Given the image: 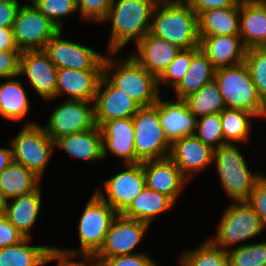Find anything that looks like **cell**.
I'll list each match as a JSON object with an SVG mask.
<instances>
[{
    "mask_svg": "<svg viewBox=\"0 0 266 266\" xmlns=\"http://www.w3.org/2000/svg\"><path fill=\"white\" fill-rule=\"evenodd\" d=\"M138 51L131 55L140 66L157 79L165 72L181 49L150 32L136 43Z\"/></svg>",
    "mask_w": 266,
    "mask_h": 266,
    "instance_id": "cell-19",
    "label": "cell"
},
{
    "mask_svg": "<svg viewBox=\"0 0 266 266\" xmlns=\"http://www.w3.org/2000/svg\"><path fill=\"white\" fill-rule=\"evenodd\" d=\"M174 203L167 195L145 187L122 215L150 225L155 216L169 210Z\"/></svg>",
    "mask_w": 266,
    "mask_h": 266,
    "instance_id": "cell-31",
    "label": "cell"
},
{
    "mask_svg": "<svg viewBox=\"0 0 266 266\" xmlns=\"http://www.w3.org/2000/svg\"><path fill=\"white\" fill-rule=\"evenodd\" d=\"M214 75L215 69L209 57L200 47H194L191 66L181 81L174 87L176 99L183 100L188 95L197 92L205 84L212 82Z\"/></svg>",
    "mask_w": 266,
    "mask_h": 266,
    "instance_id": "cell-28",
    "label": "cell"
},
{
    "mask_svg": "<svg viewBox=\"0 0 266 266\" xmlns=\"http://www.w3.org/2000/svg\"><path fill=\"white\" fill-rule=\"evenodd\" d=\"M59 30L46 44L43 51L57 69L103 70L105 56L76 42L61 38Z\"/></svg>",
    "mask_w": 266,
    "mask_h": 266,
    "instance_id": "cell-12",
    "label": "cell"
},
{
    "mask_svg": "<svg viewBox=\"0 0 266 266\" xmlns=\"http://www.w3.org/2000/svg\"><path fill=\"white\" fill-rule=\"evenodd\" d=\"M240 149L231 143L214 149L221 185L232 201H247L256 182L263 176L254 174L248 168Z\"/></svg>",
    "mask_w": 266,
    "mask_h": 266,
    "instance_id": "cell-5",
    "label": "cell"
},
{
    "mask_svg": "<svg viewBox=\"0 0 266 266\" xmlns=\"http://www.w3.org/2000/svg\"><path fill=\"white\" fill-rule=\"evenodd\" d=\"M244 63L256 85L260 99L266 105V48L247 49Z\"/></svg>",
    "mask_w": 266,
    "mask_h": 266,
    "instance_id": "cell-37",
    "label": "cell"
},
{
    "mask_svg": "<svg viewBox=\"0 0 266 266\" xmlns=\"http://www.w3.org/2000/svg\"><path fill=\"white\" fill-rule=\"evenodd\" d=\"M41 178L20 163L13 161L0 173V192L12 199L36 190Z\"/></svg>",
    "mask_w": 266,
    "mask_h": 266,
    "instance_id": "cell-30",
    "label": "cell"
},
{
    "mask_svg": "<svg viewBox=\"0 0 266 266\" xmlns=\"http://www.w3.org/2000/svg\"><path fill=\"white\" fill-rule=\"evenodd\" d=\"M158 115L164 134L170 143L194 134L197 118L183 100L163 102L159 97Z\"/></svg>",
    "mask_w": 266,
    "mask_h": 266,
    "instance_id": "cell-23",
    "label": "cell"
},
{
    "mask_svg": "<svg viewBox=\"0 0 266 266\" xmlns=\"http://www.w3.org/2000/svg\"><path fill=\"white\" fill-rule=\"evenodd\" d=\"M146 187L170 197L174 202L188 179L169 158L142 162Z\"/></svg>",
    "mask_w": 266,
    "mask_h": 266,
    "instance_id": "cell-20",
    "label": "cell"
},
{
    "mask_svg": "<svg viewBox=\"0 0 266 266\" xmlns=\"http://www.w3.org/2000/svg\"><path fill=\"white\" fill-rule=\"evenodd\" d=\"M188 0H157V2H187Z\"/></svg>",
    "mask_w": 266,
    "mask_h": 266,
    "instance_id": "cell-52",
    "label": "cell"
},
{
    "mask_svg": "<svg viewBox=\"0 0 266 266\" xmlns=\"http://www.w3.org/2000/svg\"><path fill=\"white\" fill-rule=\"evenodd\" d=\"M242 0H188L187 3L197 16L206 10L226 8L240 5Z\"/></svg>",
    "mask_w": 266,
    "mask_h": 266,
    "instance_id": "cell-47",
    "label": "cell"
},
{
    "mask_svg": "<svg viewBox=\"0 0 266 266\" xmlns=\"http://www.w3.org/2000/svg\"><path fill=\"white\" fill-rule=\"evenodd\" d=\"M13 78L0 83V115L9 120L20 121L27 115L30 102L21 81Z\"/></svg>",
    "mask_w": 266,
    "mask_h": 266,
    "instance_id": "cell-32",
    "label": "cell"
},
{
    "mask_svg": "<svg viewBox=\"0 0 266 266\" xmlns=\"http://www.w3.org/2000/svg\"><path fill=\"white\" fill-rule=\"evenodd\" d=\"M198 37L240 34V5L201 12L197 16Z\"/></svg>",
    "mask_w": 266,
    "mask_h": 266,
    "instance_id": "cell-25",
    "label": "cell"
},
{
    "mask_svg": "<svg viewBox=\"0 0 266 266\" xmlns=\"http://www.w3.org/2000/svg\"><path fill=\"white\" fill-rule=\"evenodd\" d=\"M73 257L75 258L76 255L65 253L61 251L59 248L53 247L48 262L57 260L58 261L57 266H104L103 261L99 259L96 255H82V257L85 259V262L86 260L91 262L90 265H87L83 261L82 262L72 261Z\"/></svg>",
    "mask_w": 266,
    "mask_h": 266,
    "instance_id": "cell-43",
    "label": "cell"
},
{
    "mask_svg": "<svg viewBox=\"0 0 266 266\" xmlns=\"http://www.w3.org/2000/svg\"><path fill=\"white\" fill-rule=\"evenodd\" d=\"M103 70L57 69L56 98L68 94L69 99L94 101Z\"/></svg>",
    "mask_w": 266,
    "mask_h": 266,
    "instance_id": "cell-21",
    "label": "cell"
},
{
    "mask_svg": "<svg viewBox=\"0 0 266 266\" xmlns=\"http://www.w3.org/2000/svg\"><path fill=\"white\" fill-rule=\"evenodd\" d=\"M24 73L43 99L56 98L57 68L43 50L21 52L19 75H25Z\"/></svg>",
    "mask_w": 266,
    "mask_h": 266,
    "instance_id": "cell-15",
    "label": "cell"
},
{
    "mask_svg": "<svg viewBox=\"0 0 266 266\" xmlns=\"http://www.w3.org/2000/svg\"><path fill=\"white\" fill-rule=\"evenodd\" d=\"M193 56L194 47L190 49H181L173 62L158 78V88L160 84H166L169 87L172 86L174 88L189 70Z\"/></svg>",
    "mask_w": 266,
    "mask_h": 266,
    "instance_id": "cell-39",
    "label": "cell"
},
{
    "mask_svg": "<svg viewBox=\"0 0 266 266\" xmlns=\"http://www.w3.org/2000/svg\"><path fill=\"white\" fill-rule=\"evenodd\" d=\"M21 51H0V78H11L19 75Z\"/></svg>",
    "mask_w": 266,
    "mask_h": 266,
    "instance_id": "cell-45",
    "label": "cell"
},
{
    "mask_svg": "<svg viewBox=\"0 0 266 266\" xmlns=\"http://www.w3.org/2000/svg\"><path fill=\"white\" fill-rule=\"evenodd\" d=\"M132 121L136 157L141 162L169 157L171 143L160 123L158 101L154 105L141 107Z\"/></svg>",
    "mask_w": 266,
    "mask_h": 266,
    "instance_id": "cell-7",
    "label": "cell"
},
{
    "mask_svg": "<svg viewBox=\"0 0 266 266\" xmlns=\"http://www.w3.org/2000/svg\"><path fill=\"white\" fill-rule=\"evenodd\" d=\"M214 149L204 144L194 134L171 143L169 158L189 180L192 174L202 171L213 162Z\"/></svg>",
    "mask_w": 266,
    "mask_h": 266,
    "instance_id": "cell-18",
    "label": "cell"
},
{
    "mask_svg": "<svg viewBox=\"0 0 266 266\" xmlns=\"http://www.w3.org/2000/svg\"><path fill=\"white\" fill-rule=\"evenodd\" d=\"M12 200L10 203L6 202L5 216L25 237L31 238L30 230L41 208V187Z\"/></svg>",
    "mask_w": 266,
    "mask_h": 266,
    "instance_id": "cell-27",
    "label": "cell"
},
{
    "mask_svg": "<svg viewBox=\"0 0 266 266\" xmlns=\"http://www.w3.org/2000/svg\"><path fill=\"white\" fill-rule=\"evenodd\" d=\"M247 202L254 208L261 219L263 228L266 227V176H262L253 187Z\"/></svg>",
    "mask_w": 266,
    "mask_h": 266,
    "instance_id": "cell-42",
    "label": "cell"
},
{
    "mask_svg": "<svg viewBox=\"0 0 266 266\" xmlns=\"http://www.w3.org/2000/svg\"><path fill=\"white\" fill-rule=\"evenodd\" d=\"M181 266H228V254L208 239L199 248L183 253Z\"/></svg>",
    "mask_w": 266,
    "mask_h": 266,
    "instance_id": "cell-35",
    "label": "cell"
},
{
    "mask_svg": "<svg viewBox=\"0 0 266 266\" xmlns=\"http://www.w3.org/2000/svg\"><path fill=\"white\" fill-rule=\"evenodd\" d=\"M56 145L79 160L103 159L102 133L97 125L93 129L58 138L55 141Z\"/></svg>",
    "mask_w": 266,
    "mask_h": 266,
    "instance_id": "cell-26",
    "label": "cell"
},
{
    "mask_svg": "<svg viewBox=\"0 0 266 266\" xmlns=\"http://www.w3.org/2000/svg\"><path fill=\"white\" fill-rule=\"evenodd\" d=\"M140 108L136 101L115 88L102 75L94 99L95 122L98 127L112 119L132 118Z\"/></svg>",
    "mask_w": 266,
    "mask_h": 266,
    "instance_id": "cell-16",
    "label": "cell"
},
{
    "mask_svg": "<svg viewBox=\"0 0 266 266\" xmlns=\"http://www.w3.org/2000/svg\"><path fill=\"white\" fill-rule=\"evenodd\" d=\"M118 63L114 62L111 55L108 57L105 55L103 76L115 88L131 97L141 107L154 105L160 97L158 94L160 92L158 79L147 72L130 55L124 61L120 60ZM114 67L116 68L114 69ZM111 68L114 69V72ZM108 71H111V73Z\"/></svg>",
    "mask_w": 266,
    "mask_h": 266,
    "instance_id": "cell-3",
    "label": "cell"
},
{
    "mask_svg": "<svg viewBox=\"0 0 266 266\" xmlns=\"http://www.w3.org/2000/svg\"><path fill=\"white\" fill-rule=\"evenodd\" d=\"M252 117L256 116L248 111L225 108L220 113L225 142L231 144L247 142L252 129Z\"/></svg>",
    "mask_w": 266,
    "mask_h": 266,
    "instance_id": "cell-34",
    "label": "cell"
},
{
    "mask_svg": "<svg viewBox=\"0 0 266 266\" xmlns=\"http://www.w3.org/2000/svg\"><path fill=\"white\" fill-rule=\"evenodd\" d=\"M117 215L108 203L94 193L79 220L80 250H60L78 257L96 255L103 246L110 225Z\"/></svg>",
    "mask_w": 266,
    "mask_h": 266,
    "instance_id": "cell-6",
    "label": "cell"
},
{
    "mask_svg": "<svg viewBox=\"0 0 266 266\" xmlns=\"http://www.w3.org/2000/svg\"><path fill=\"white\" fill-rule=\"evenodd\" d=\"M103 263L104 266H157L150 256L143 253L114 256L106 258Z\"/></svg>",
    "mask_w": 266,
    "mask_h": 266,
    "instance_id": "cell-44",
    "label": "cell"
},
{
    "mask_svg": "<svg viewBox=\"0 0 266 266\" xmlns=\"http://www.w3.org/2000/svg\"><path fill=\"white\" fill-rule=\"evenodd\" d=\"M32 4L59 30L63 29L61 18L78 10L76 0H35Z\"/></svg>",
    "mask_w": 266,
    "mask_h": 266,
    "instance_id": "cell-40",
    "label": "cell"
},
{
    "mask_svg": "<svg viewBox=\"0 0 266 266\" xmlns=\"http://www.w3.org/2000/svg\"><path fill=\"white\" fill-rule=\"evenodd\" d=\"M183 101L196 118L221 113L226 108L215 80L205 84L197 92L188 95Z\"/></svg>",
    "mask_w": 266,
    "mask_h": 266,
    "instance_id": "cell-33",
    "label": "cell"
},
{
    "mask_svg": "<svg viewBox=\"0 0 266 266\" xmlns=\"http://www.w3.org/2000/svg\"><path fill=\"white\" fill-rule=\"evenodd\" d=\"M152 18L151 34L180 49L199 47L197 14L187 2H157Z\"/></svg>",
    "mask_w": 266,
    "mask_h": 266,
    "instance_id": "cell-2",
    "label": "cell"
},
{
    "mask_svg": "<svg viewBox=\"0 0 266 266\" xmlns=\"http://www.w3.org/2000/svg\"><path fill=\"white\" fill-rule=\"evenodd\" d=\"M112 0H76L81 18L102 22L108 15Z\"/></svg>",
    "mask_w": 266,
    "mask_h": 266,
    "instance_id": "cell-41",
    "label": "cell"
},
{
    "mask_svg": "<svg viewBox=\"0 0 266 266\" xmlns=\"http://www.w3.org/2000/svg\"><path fill=\"white\" fill-rule=\"evenodd\" d=\"M0 147V173L13 162V149Z\"/></svg>",
    "mask_w": 266,
    "mask_h": 266,
    "instance_id": "cell-50",
    "label": "cell"
},
{
    "mask_svg": "<svg viewBox=\"0 0 266 266\" xmlns=\"http://www.w3.org/2000/svg\"><path fill=\"white\" fill-rule=\"evenodd\" d=\"M103 158L108 150L117 157L123 158L126 164L142 163L135 152V129L132 118L112 119L105 121L101 126Z\"/></svg>",
    "mask_w": 266,
    "mask_h": 266,
    "instance_id": "cell-17",
    "label": "cell"
},
{
    "mask_svg": "<svg viewBox=\"0 0 266 266\" xmlns=\"http://www.w3.org/2000/svg\"><path fill=\"white\" fill-rule=\"evenodd\" d=\"M30 237H25L15 245L0 248V266H40L49 263L54 246L28 245Z\"/></svg>",
    "mask_w": 266,
    "mask_h": 266,
    "instance_id": "cell-29",
    "label": "cell"
},
{
    "mask_svg": "<svg viewBox=\"0 0 266 266\" xmlns=\"http://www.w3.org/2000/svg\"><path fill=\"white\" fill-rule=\"evenodd\" d=\"M194 135L213 149L218 148L220 145L227 144L223 136L220 113L197 118Z\"/></svg>",
    "mask_w": 266,
    "mask_h": 266,
    "instance_id": "cell-38",
    "label": "cell"
},
{
    "mask_svg": "<svg viewBox=\"0 0 266 266\" xmlns=\"http://www.w3.org/2000/svg\"><path fill=\"white\" fill-rule=\"evenodd\" d=\"M149 224L118 214L112 221L103 246L96 256L106 258L134 254L132 251L145 236Z\"/></svg>",
    "mask_w": 266,
    "mask_h": 266,
    "instance_id": "cell-14",
    "label": "cell"
},
{
    "mask_svg": "<svg viewBox=\"0 0 266 266\" xmlns=\"http://www.w3.org/2000/svg\"><path fill=\"white\" fill-rule=\"evenodd\" d=\"M214 80L226 108L245 110L258 118L266 117V105L260 99L244 62L215 70Z\"/></svg>",
    "mask_w": 266,
    "mask_h": 266,
    "instance_id": "cell-4",
    "label": "cell"
},
{
    "mask_svg": "<svg viewBox=\"0 0 266 266\" xmlns=\"http://www.w3.org/2000/svg\"><path fill=\"white\" fill-rule=\"evenodd\" d=\"M247 49L266 47V0H242L240 34Z\"/></svg>",
    "mask_w": 266,
    "mask_h": 266,
    "instance_id": "cell-24",
    "label": "cell"
},
{
    "mask_svg": "<svg viewBox=\"0 0 266 266\" xmlns=\"http://www.w3.org/2000/svg\"><path fill=\"white\" fill-rule=\"evenodd\" d=\"M89 103L93 104L89 107ZM95 126L94 101L68 99L54 109L44 130L55 142L65 135L90 130Z\"/></svg>",
    "mask_w": 266,
    "mask_h": 266,
    "instance_id": "cell-10",
    "label": "cell"
},
{
    "mask_svg": "<svg viewBox=\"0 0 266 266\" xmlns=\"http://www.w3.org/2000/svg\"><path fill=\"white\" fill-rule=\"evenodd\" d=\"M9 144L13 149V161L22 164L42 179L55 142L36 122L27 123Z\"/></svg>",
    "mask_w": 266,
    "mask_h": 266,
    "instance_id": "cell-9",
    "label": "cell"
},
{
    "mask_svg": "<svg viewBox=\"0 0 266 266\" xmlns=\"http://www.w3.org/2000/svg\"><path fill=\"white\" fill-rule=\"evenodd\" d=\"M157 0H112L104 22L111 21L108 51L120 52L130 40L137 43L150 32L152 12Z\"/></svg>",
    "mask_w": 266,
    "mask_h": 266,
    "instance_id": "cell-1",
    "label": "cell"
},
{
    "mask_svg": "<svg viewBox=\"0 0 266 266\" xmlns=\"http://www.w3.org/2000/svg\"><path fill=\"white\" fill-rule=\"evenodd\" d=\"M199 47L209 57L215 70L243 63L247 52L240 36L199 37Z\"/></svg>",
    "mask_w": 266,
    "mask_h": 266,
    "instance_id": "cell-22",
    "label": "cell"
},
{
    "mask_svg": "<svg viewBox=\"0 0 266 266\" xmlns=\"http://www.w3.org/2000/svg\"><path fill=\"white\" fill-rule=\"evenodd\" d=\"M264 230L261 219L247 201H234L224 211L217 235L209 240L228 251L230 245L258 236Z\"/></svg>",
    "mask_w": 266,
    "mask_h": 266,
    "instance_id": "cell-8",
    "label": "cell"
},
{
    "mask_svg": "<svg viewBox=\"0 0 266 266\" xmlns=\"http://www.w3.org/2000/svg\"><path fill=\"white\" fill-rule=\"evenodd\" d=\"M20 7L18 0H0V27H13Z\"/></svg>",
    "mask_w": 266,
    "mask_h": 266,
    "instance_id": "cell-48",
    "label": "cell"
},
{
    "mask_svg": "<svg viewBox=\"0 0 266 266\" xmlns=\"http://www.w3.org/2000/svg\"><path fill=\"white\" fill-rule=\"evenodd\" d=\"M227 254L228 266H266V241L243 244Z\"/></svg>",
    "mask_w": 266,
    "mask_h": 266,
    "instance_id": "cell-36",
    "label": "cell"
},
{
    "mask_svg": "<svg viewBox=\"0 0 266 266\" xmlns=\"http://www.w3.org/2000/svg\"><path fill=\"white\" fill-rule=\"evenodd\" d=\"M126 166L125 171L104 181L106 194H103L101 189L95 191L118 214H122L146 187L142 163L126 164Z\"/></svg>",
    "mask_w": 266,
    "mask_h": 266,
    "instance_id": "cell-13",
    "label": "cell"
},
{
    "mask_svg": "<svg viewBox=\"0 0 266 266\" xmlns=\"http://www.w3.org/2000/svg\"><path fill=\"white\" fill-rule=\"evenodd\" d=\"M0 51H20L15 41L13 27H0Z\"/></svg>",
    "mask_w": 266,
    "mask_h": 266,
    "instance_id": "cell-49",
    "label": "cell"
},
{
    "mask_svg": "<svg viewBox=\"0 0 266 266\" xmlns=\"http://www.w3.org/2000/svg\"><path fill=\"white\" fill-rule=\"evenodd\" d=\"M59 31L33 4L20 7L13 24L18 49L43 50L45 44Z\"/></svg>",
    "mask_w": 266,
    "mask_h": 266,
    "instance_id": "cell-11",
    "label": "cell"
},
{
    "mask_svg": "<svg viewBox=\"0 0 266 266\" xmlns=\"http://www.w3.org/2000/svg\"><path fill=\"white\" fill-rule=\"evenodd\" d=\"M7 200L4 198L3 194L0 192V216L5 215Z\"/></svg>",
    "mask_w": 266,
    "mask_h": 266,
    "instance_id": "cell-51",
    "label": "cell"
},
{
    "mask_svg": "<svg viewBox=\"0 0 266 266\" xmlns=\"http://www.w3.org/2000/svg\"><path fill=\"white\" fill-rule=\"evenodd\" d=\"M25 236L11 224L5 215L0 216V248L15 245Z\"/></svg>",
    "mask_w": 266,
    "mask_h": 266,
    "instance_id": "cell-46",
    "label": "cell"
}]
</instances>
